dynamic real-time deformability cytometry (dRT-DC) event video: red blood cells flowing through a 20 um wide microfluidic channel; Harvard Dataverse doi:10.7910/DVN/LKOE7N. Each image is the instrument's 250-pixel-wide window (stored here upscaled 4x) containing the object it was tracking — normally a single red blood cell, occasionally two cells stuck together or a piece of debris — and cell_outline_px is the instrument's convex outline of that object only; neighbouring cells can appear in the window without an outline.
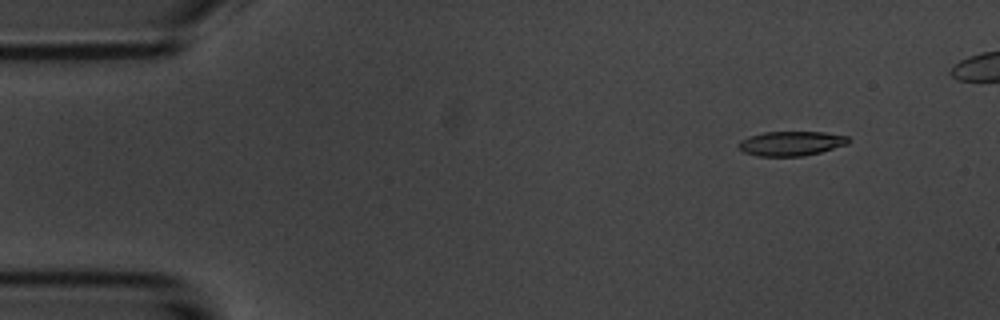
{"species": "common noctule bat (a hibernating species)", "species_latin": "Nyctalus noctula", "temperature_condition": "room temperature", "stored_images_in_passage": 7, "camera_frame_rate_fps": 3000, "um_per_image_px": 0.085, "animal": {"sex": "male", "body_mass_g": 20.1, "forearm_length_mm": 53.5}, "frame": {"image": 1, "passage_image": 2, "time_ms": 1.0, "image_size_px": [1000, 320], "cell_outline_px": [[852, 140], [848, 144], [820, 152], [804, 156], [756, 156], [744, 152], [736, 144], [740, 140], [748, 136], [764, 132], [824, 132], [848, 136]], "centroid_in_image_um": [67.25, 12.19], "position_along_channel_um": 17.8, "area_um2": 15.84}}
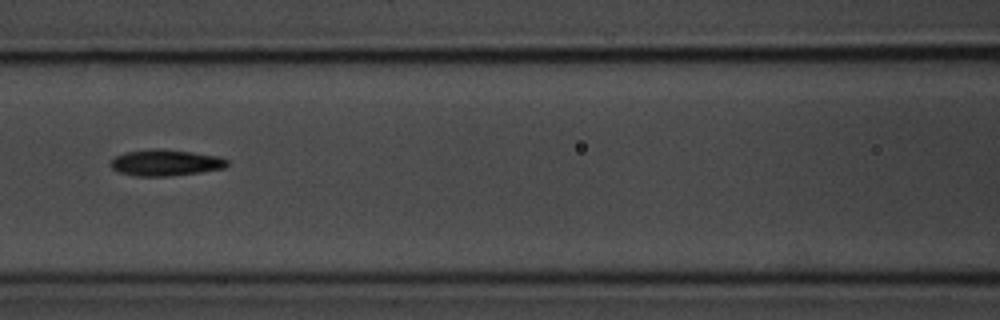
{"frame": {"image": 2, "passage_image": 7, "time_ms": 7.0, "image_size_px": [1000, 320], "cell_outline_px": [[228, 164], [224, 168], [200, 172], [168, 176], [136, 176], [120, 172], [112, 168], [112, 160], [116, 156], [124, 152], [152, 148], [160, 148], [192, 152], [220, 156], [228, 160]], "centroid_in_image_um": [14.09, 13.81], "position_along_channel_um": 152.5, "area_um2": 17.8}}